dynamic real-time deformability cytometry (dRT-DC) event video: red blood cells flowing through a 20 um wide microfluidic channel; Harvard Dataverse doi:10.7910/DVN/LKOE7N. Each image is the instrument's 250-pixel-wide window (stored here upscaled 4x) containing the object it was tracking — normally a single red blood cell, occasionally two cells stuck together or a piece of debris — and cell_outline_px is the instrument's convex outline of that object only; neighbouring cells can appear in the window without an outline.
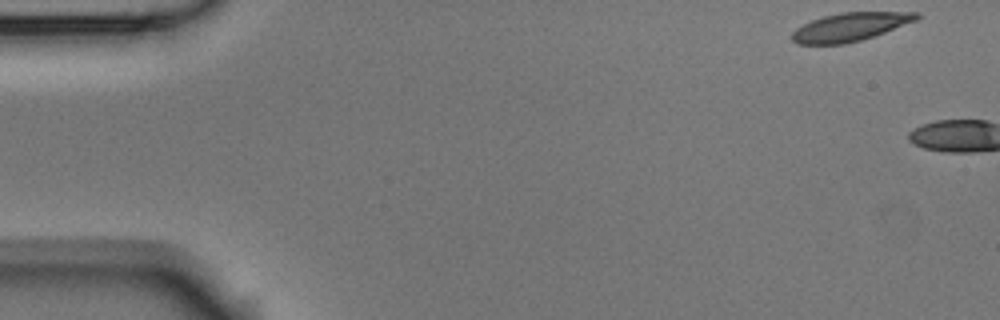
{"species": "Egyptian fruit bat (a non-hibernating species)", "species_latin": "Rousettus aegyptiacus", "temperature_condition": "room temperature", "stored_images_in_passage": 2, "camera_frame_rate_fps": 3000, "um_per_image_px": 0.085, "animal": {"sex": "male"}, "frame": {"image": 1, "passage_image": 1, "time_ms": 0.0, "image_size_px": [1000, 320], "cell_outline_px": [[920, 16], [916, 20], [884, 32], [860, 40], [844, 44], [796, 44], [792, 40], [792, 32], [796, 28], [812, 20], [824, 16], [840, 12], [920, 12]], "centroid_in_image_um": [72.23, 2.28], "position_along_channel_um": 12.8, "area_um2": 20.35}}